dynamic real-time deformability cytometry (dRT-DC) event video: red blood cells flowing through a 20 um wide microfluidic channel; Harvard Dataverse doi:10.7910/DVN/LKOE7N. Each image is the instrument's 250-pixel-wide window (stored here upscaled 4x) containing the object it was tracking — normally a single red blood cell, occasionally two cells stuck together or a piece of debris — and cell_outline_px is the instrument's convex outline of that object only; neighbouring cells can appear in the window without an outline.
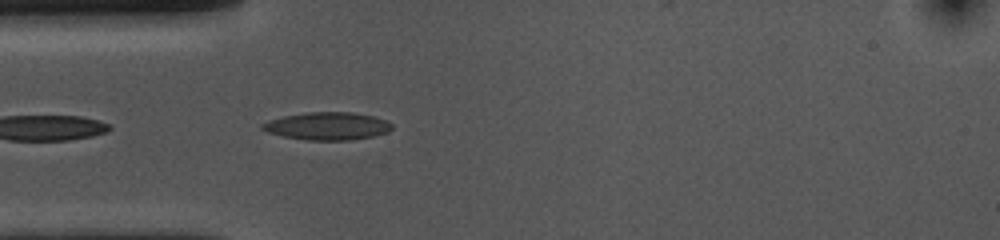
{"species": "common noctule bat (a hibernating species)", "species_latin": "Nyctalus noctula", "temperature_condition": "cold", "stored_images_in_passage": 5, "camera_frame_rate_fps": 3000, "um_per_image_px": 0.085, "animal": {"sex": "female", "body_mass_g": 10.0, "forearm_length_mm": 53.1}, "frame": {"image": 1, "passage_image": 2, "time_ms": 0.333, "image_size_px": [1000, 240], "cell_outline_px": [[392, 128], [388, 132], [372, 136], [352, 140], [308, 140], [284, 136], [268, 132], [260, 128], [260, 124], [268, 120], [284, 116], [308, 112], [352, 112], [372, 116], [384, 120], [392, 124]], "centroid_in_image_um": [27.81, 10.71], "position_along_channel_um": 57.2, "area_um2": 20.81}}